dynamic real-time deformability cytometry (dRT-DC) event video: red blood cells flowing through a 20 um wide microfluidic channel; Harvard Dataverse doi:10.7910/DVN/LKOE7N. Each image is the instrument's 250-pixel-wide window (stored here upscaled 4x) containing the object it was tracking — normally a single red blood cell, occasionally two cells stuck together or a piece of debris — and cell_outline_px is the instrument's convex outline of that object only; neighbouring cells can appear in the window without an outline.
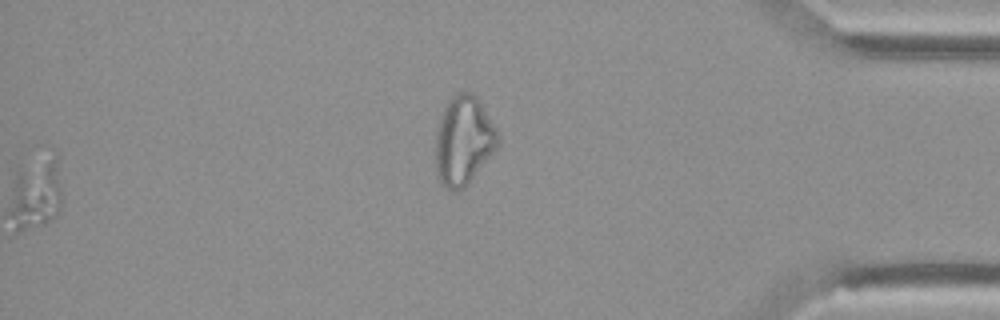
{"species": "Egyptian fruit bat (a non-hibernating species)", "species_latin": "Rousettus aegyptiacus", "temperature_condition": "cold", "stored_images_in_passage": 49, "segment_of_instrument_passage": [2, 2], "camera_frame_rate_fps": 3000, "um_per_image_px": 0.085, "animal": {"sex": "female"}, "frame": {"image": 1, "passage_image": 49, "time_ms": 16.0, "image_size_px": [1000, 320], "cell_outline_px": [[500, 144], [468, 184], [464, 188], [456, 192], [452, 192], [436, 176], [436, 132], [440, 116], [448, 100], [452, 96], [460, 92], [472, 92], [496, 128], [500, 136]], "centroid_in_image_um": [39.4, 11.97], "position_along_channel_um": 395.8, "area_um2": 32.14}}